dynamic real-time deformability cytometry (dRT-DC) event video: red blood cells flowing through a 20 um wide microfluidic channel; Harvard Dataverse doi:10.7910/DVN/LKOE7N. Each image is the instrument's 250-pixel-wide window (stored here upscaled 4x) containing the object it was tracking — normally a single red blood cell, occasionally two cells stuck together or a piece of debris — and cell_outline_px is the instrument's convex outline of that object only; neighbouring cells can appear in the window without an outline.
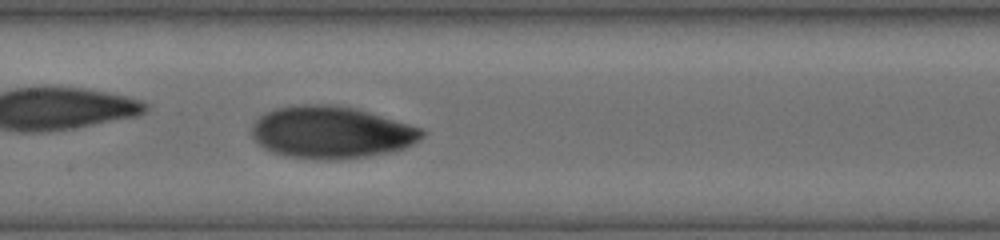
{"species": "human", "species_latin": "Homo sapiens", "temperature_condition": "cold", "stored_images_in_passage": 34, "camera_frame_rate_fps": 3000, "um_per_image_px": 0.085, "donor": {"sex": "female"}, "frame": {"image": 1, "passage_image": 15, "time_ms": 4.667, "image_size_px": [1000, 240], "cell_outline_px": [[428, 132], [420, 140], [396, 152], [368, 156], [336, 160], [316, 160], [288, 156], [272, 152], [264, 148], [252, 136], [252, 124], [260, 116], [276, 108], [296, 104], [336, 104], [368, 112], [424, 128]], "centroid_in_image_um": [28.2, 11.26], "position_along_channel_um": 179.2, "area_um2": 52.19}}